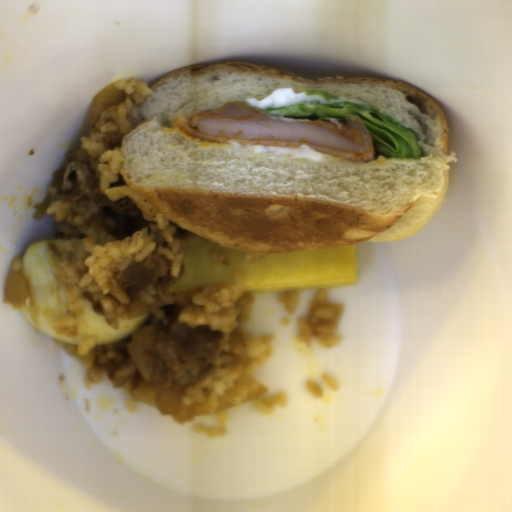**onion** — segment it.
<instances>
[{
  "label": "onion",
  "mask_w": 512,
  "mask_h": 512,
  "mask_svg": "<svg viewBox=\"0 0 512 512\" xmlns=\"http://www.w3.org/2000/svg\"><path fill=\"white\" fill-rule=\"evenodd\" d=\"M127 349L142 377L140 386L132 391L131 399L146 403L161 413L170 415L174 422L184 424L201 413L227 410L264 395L267 391L255 376L249 374L232 383V388L224 390L223 395L218 397L216 410H208L197 403H183L180 398L185 391V386L166 388L153 385L152 376L155 369L153 363L140 355L133 342L127 345Z\"/></svg>",
  "instance_id": "1"
},
{
  "label": "onion",
  "mask_w": 512,
  "mask_h": 512,
  "mask_svg": "<svg viewBox=\"0 0 512 512\" xmlns=\"http://www.w3.org/2000/svg\"><path fill=\"white\" fill-rule=\"evenodd\" d=\"M119 81L110 82L92 97L87 109V120L90 127H95L99 123L106 110L125 100L124 91L117 86Z\"/></svg>",
  "instance_id": "2"
},
{
  "label": "onion",
  "mask_w": 512,
  "mask_h": 512,
  "mask_svg": "<svg viewBox=\"0 0 512 512\" xmlns=\"http://www.w3.org/2000/svg\"><path fill=\"white\" fill-rule=\"evenodd\" d=\"M28 297V281L22 273L11 270L5 279L3 299L14 307H18L22 306Z\"/></svg>",
  "instance_id": "3"
},
{
  "label": "onion",
  "mask_w": 512,
  "mask_h": 512,
  "mask_svg": "<svg viewBox=\"0 0 512 512\" xmlns=\"http://www.w3.org/2000/svg\"><path fill=\"white\" fill-rule=\"evenodd\" d=\"M173 303H175V300L170 290L168 289L166 298L161 297L156 292L153 296L152 304L143 303L141 296L138 295V297L133 302L132 300L128 302L127 312L130 318H136L139 315L149 312L152 309H161L163 306H168Z\"/></svg>",
  "instance_id": "4"
}]
</instances>
